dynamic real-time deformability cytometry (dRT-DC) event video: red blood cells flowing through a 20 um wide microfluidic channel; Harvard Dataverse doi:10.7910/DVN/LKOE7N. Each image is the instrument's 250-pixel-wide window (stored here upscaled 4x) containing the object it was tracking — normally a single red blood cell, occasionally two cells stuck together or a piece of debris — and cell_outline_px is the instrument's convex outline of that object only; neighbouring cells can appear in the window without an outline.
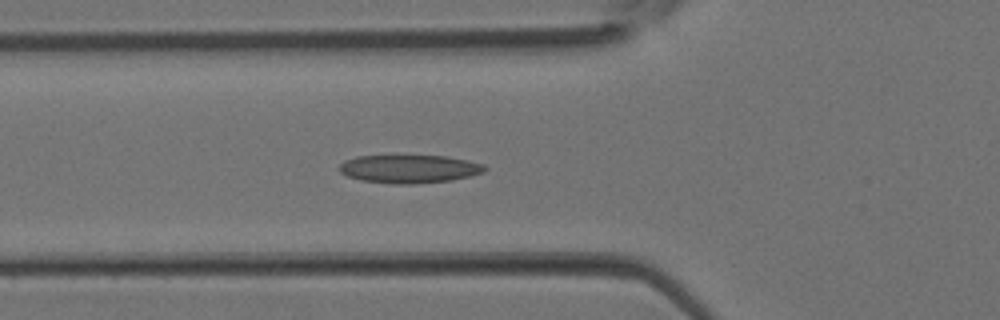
{"species": "Egyptian fruit bat (a non-hibernating species)", "species_latin": "Rousettus aegyptiacus", "temperature_condition": "room temperature", "stored_images_in_passage": 20, "camera_frame_rate_fps": 3000, "um_per_image_px": 0.085, "animal": {"sex": "female"}, "frame": {"image": 1, "passage_image": 12, "time_ms": 3.667, "image_size_px": [1000, 320], "cell_outline_px": [[488, 168], [484, 172], [452, 180], [412, 184], [392, 184], [360, 180], [348, 176], [340, 172], [340, 164], [344, 160], [356, 156], [448, 156], [468, 160], [484, 164]], "centroid_in_image_um": [34.8, 14.35], "position_along_channel_um": 91.0, "area_um2": 23.93}}
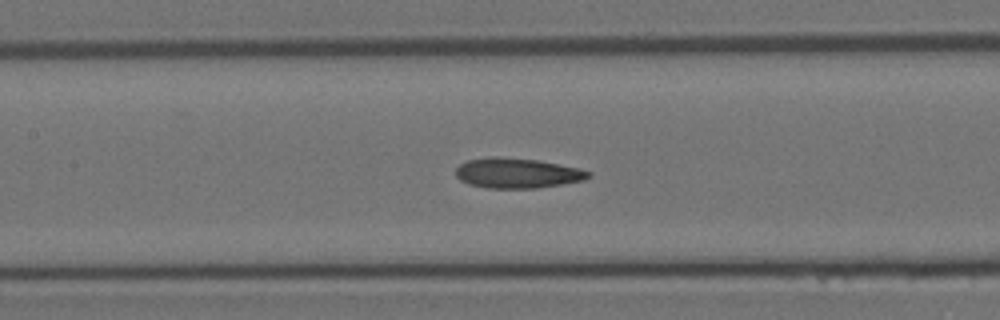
{"frame": {"image": 2, "passage_image": 16, "time_ms": 5.0, "image_size_px": [1000, 320], "cell_outline_px": [[592, 176], [584, 180], [536, 188], [488, 188], [468, 184], [460, 180], [456, 176], [456, 168], [460, 164], [468, 160], [492, 156], [496, 156], [536, 160], [580, 168], [592, 172]], "centroid_in_image_um": [43.96, 14.71], "position_along_channel_um": 163.4, "area_um2": 23.24}}
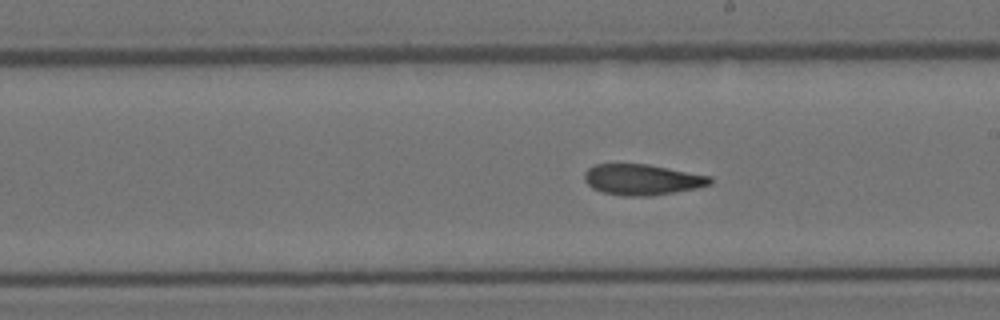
{"frame": {"image": 3, "passage_image": 20, "time_ms": 6.333, "image_size_px": [1000, 320], "cell_outline_px": [[712, 184], [696, 188], [676, 192], [652, 196], [624, 196], [604, 192], [592, 188], [584, 180], [584, 172], [592, 164], [648, 164], [712, 176]], "centroid_in_image_um": [54.59, 15.26], "position_along_channel_um": 234.4, "area_um2": 22.72}}